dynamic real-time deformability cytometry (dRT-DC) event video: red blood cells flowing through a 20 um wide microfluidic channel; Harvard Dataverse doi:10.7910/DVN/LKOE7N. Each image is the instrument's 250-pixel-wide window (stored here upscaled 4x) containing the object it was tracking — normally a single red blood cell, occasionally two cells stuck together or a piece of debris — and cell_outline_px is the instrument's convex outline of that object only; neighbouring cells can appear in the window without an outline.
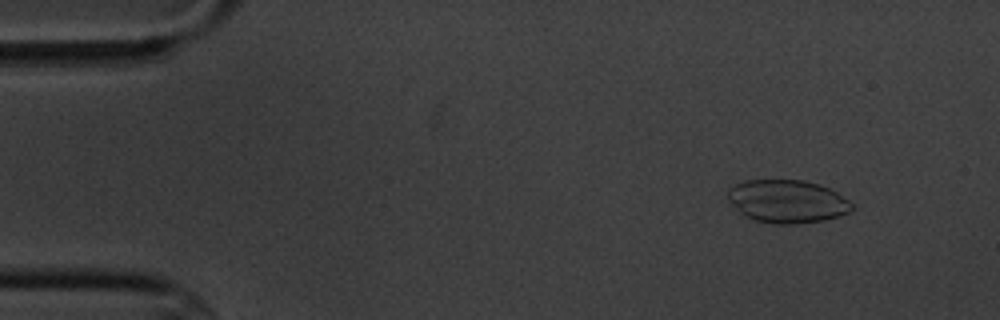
{"species": "common noctule bat (a hibernating species)", "species_latin": "Nyctalus noctula", "temperature_condition": "cold", "stored_images_in_passage": 4, "camera_frame_rate_fps": 3000, "um_per_image_px": 0.085, "animal": {"sex": "male", "body_mass_g": 20.1, "forearm_length_mm": 53.5}, "frame": {"image": 1, "passage_image": 1, "time_ms": 0.0, "image_size_px": [1000, 320], "cell_outline_px": [[852, 208], [848, 212], [840, 216], [824, 220], [796, 224], [772, 224], [756, 220], [740, 212], [728, 200], [728, 188], [744, 180], [804, 180], [820, 184], [836, 192], [848, 200], [852, 204]], "centroid_in_image_um": [66.91, 17.11], "position_along_channel_um": 18.1, "area_um2": 30.98}}